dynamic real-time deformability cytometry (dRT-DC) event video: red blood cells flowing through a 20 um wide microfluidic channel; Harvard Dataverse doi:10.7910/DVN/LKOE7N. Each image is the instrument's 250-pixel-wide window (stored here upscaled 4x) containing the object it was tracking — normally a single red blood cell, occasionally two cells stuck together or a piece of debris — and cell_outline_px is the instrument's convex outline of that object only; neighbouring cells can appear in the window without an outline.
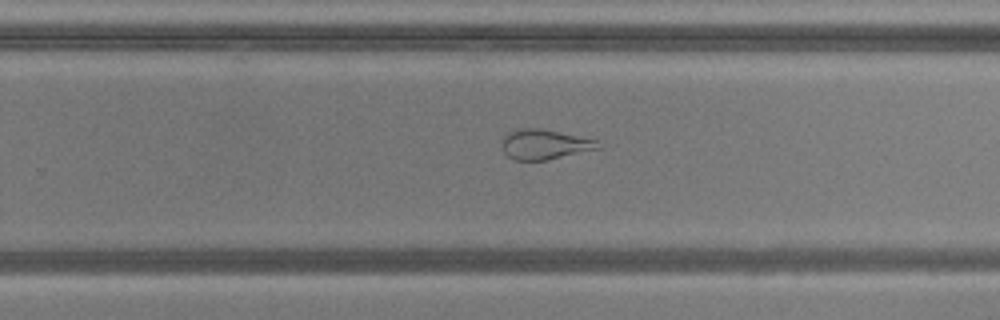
{"species": "common noctule bat (a hibernating species)", "species_latin": "Nyctalus noctula", "temperature_condition": "warm", "stored_images_in_passage": 51, "camera_frame_rate_fps": 3000, "um_per_image_px": 0.085, "animal": {"sex": "male", "body_mass_g": 20.5, "forearm_length_mm": 52.5}, "frame": {"image": 1, "passage_image": 32, "time_ms": 10.333, "image_size_px": [1000, 320], "cell_outline_px": [[600, 148], [548, 160], [516, 160], [508, 156], [504, 152], [504, 136], [508, 132], [524, 128], [540, 128], [560, 132], [596, 140]], "centroid_in_image_um": [46.29, 12.28], "position_along_channel_um": 283.5, "area_um2": 16.42}}
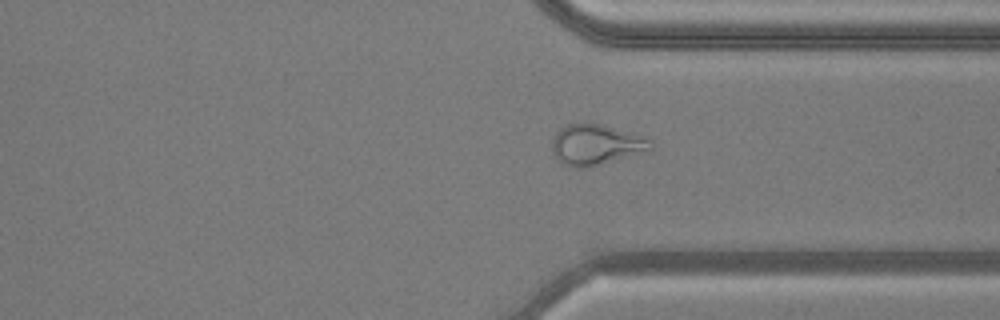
{"frame": {"image": 2, "passage_image": 38, "time_ms": 12.333, "image_size_px": [1000, 320], "cell_outline_px": [[652, 148], [648, 152], [588, 168], [576, 168], [564, 164], [556, 160], [552, 152], [552, 136], [560, 128], [568, 124], [584, 120], [588, 120], [640, 136], [648, 140]], "centroid_in_image_um": [50.58, 12.29], "position_along_channel_um": 360.8, "area_um2": 23.81}}
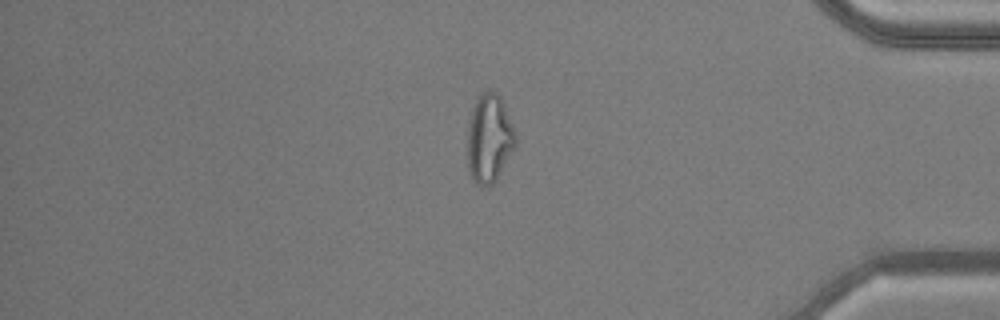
{"frame": {"image": 3, "passage_image": 43, "time_ms": 14.0, "image_size_px": [1000, 320], "cell_outline_px": [[516, 144], [496, 180], [488, 188], [484, 188], [476, 184], [472, 180], [468, 168], [468, 120], [472, 108], [480, 92], [496, 92], [500, 96], [504, 104], [516, 132]], "centroid_in_image_um": [41.58, 11.79], "position_along_channel_um": 393.6, "area_um2": 24.97}, "authors_computed_cell_mechanics": {"area_um2": 24.7962, "velocity_mm_per_s": 3.8696, "shape_relaxation_time_tau1_ms": null, "shape_relaxation_time_tau2_ms": 1.3005, "deformation_change_tau1": null, "deformation_change_tau2": 0.1041}}